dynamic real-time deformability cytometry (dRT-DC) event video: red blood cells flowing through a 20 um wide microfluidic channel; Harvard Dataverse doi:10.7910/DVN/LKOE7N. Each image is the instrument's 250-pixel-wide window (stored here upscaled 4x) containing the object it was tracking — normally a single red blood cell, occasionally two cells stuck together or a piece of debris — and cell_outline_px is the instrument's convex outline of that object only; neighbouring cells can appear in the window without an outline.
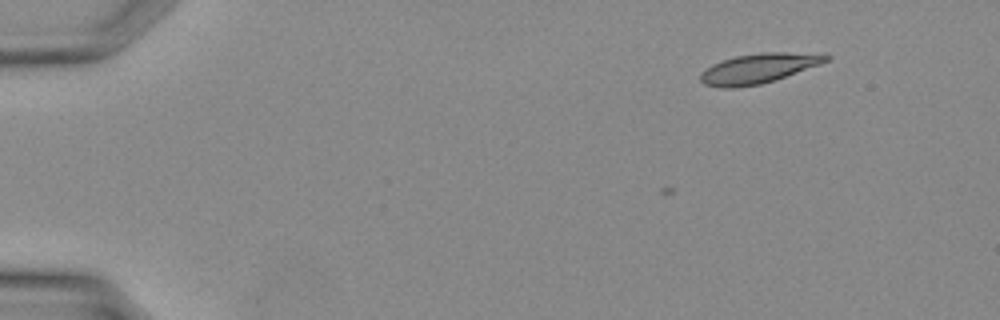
{"species": "Egyptian fruit bat (a non-hibernating species)", "species_latin": "Rousettus aegyptiacus", "temperature_condition": "warm", "stored_images_in_passage": 2, "camera_frame_rate_fps": 3000, "um_per_image_px": 0.085, "animal": {"sex": "female"}, "frame": {"image": 1, "passage_image": 2, "time_ms": 0.333, "image_size_px": [1000, 320], "cell_outline_px": [[832, 56], [828, 60], [820, 64], [776, 80], [760, 84], [732, 88], [720, 88], [704, 84], [700, 80], [700, 72], [704, 68], [712, 64], [736, 56], [760, 52], [784, 52]], "centroid_in_image_um": [64.4, 5.83], "position_along_channel_um": 20.6, "area_um2": 21.62}}